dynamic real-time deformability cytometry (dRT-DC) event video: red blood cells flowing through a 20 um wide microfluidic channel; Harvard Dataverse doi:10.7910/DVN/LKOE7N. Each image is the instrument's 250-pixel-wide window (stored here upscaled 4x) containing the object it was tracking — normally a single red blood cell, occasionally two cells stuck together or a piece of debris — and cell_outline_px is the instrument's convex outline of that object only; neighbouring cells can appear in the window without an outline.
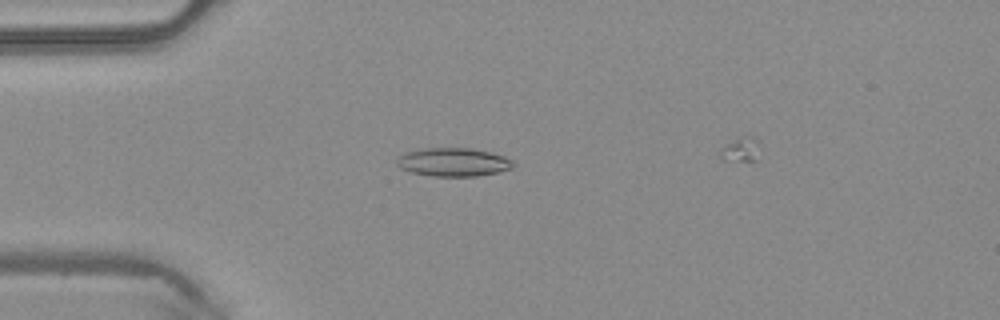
{"species": "common noctule bat (a hibernating species)", "species_latin": "Nyctalus noctula", "temperature_condition": "warm", "stored_images_in_passage": 32, "camera_frame_rate_fps": 3000, "um_per_image_px": 0.085, "animal": {"sex": "male", "body_mass_g": 20.4}, "frame": {"image": 1, "passage_image": 2, "time_ms": 0.333, "image_size_px": [1000, 320], "cell_outline_px": [[516, 164], [512, 168], [496, 172], [476, 176], [432, 176], [412, 172], [400, 168], [396, 164], [396, 160], [404, 152], [416, 148], [472, 148], [504, 156], [512, 160]], "centroid_in_image_um": [38.5, 13.77], "position_along_channel_um": 46.5, "area_um2": 19.36}}
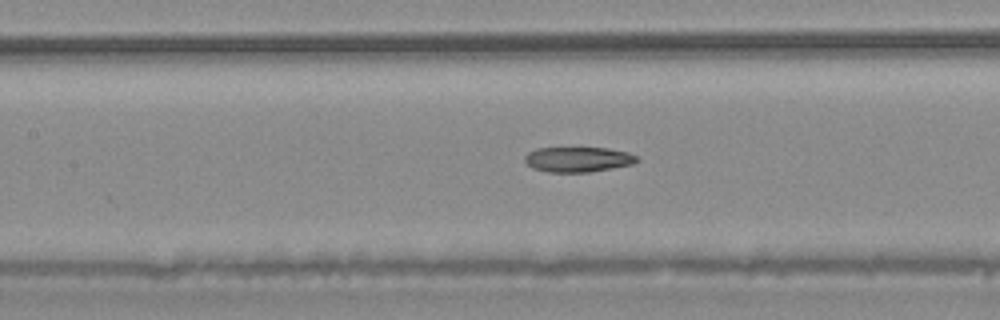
{"frame": {"image": 2, "passage_image": 11, "time_ms": 3.333, "image_size_px": [1000, 320], "cell_outline_px": [[640, 160], [632, 164], [612, 168], [588, 172], [548, 172], [532, 168], [524, 160], [524, 156], [528, 152], [536, 148], [608, 148], [628, 152], [636, 156]], "centroid_in_image_um": [49.12, 13.55], "position_along_channel_um": 158.3, "area_um2": 16.42}}
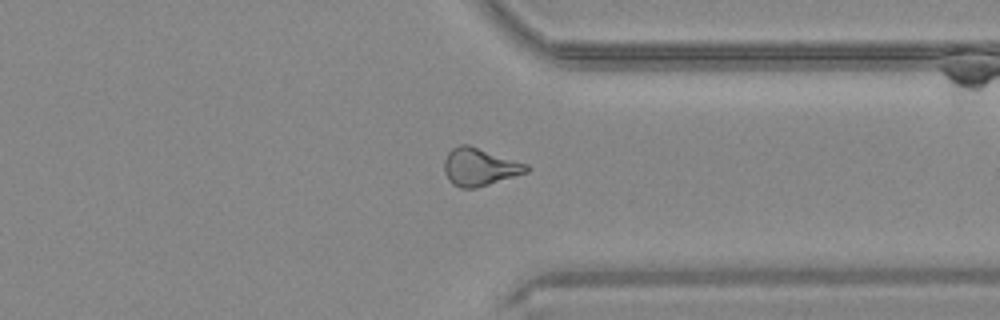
{"frame": {"image": 3, "passage_image": 26, "time_ms": 8.333, "image_size_px": [1000, 320], "cell_outline_px": [[532, 168], [528, 172], [476, 188], [460, 188], [452, 184], [448, 180], [444, 172], [444, 160], [448, 152], [452, 148], [460, 144], [468, 144], [528, 164]], "centroid_in_image_um": [40.76, 14.19], "position_along_channel_um": 370.6, "area_um2": 18.21}, "authors_computed_cell_mechanics": {"area_um2": 17.2822, "velocity_mm_per_s": 4.2679, "shape_relaxation_time_tau1_ms": null, "shape_relaxation_time_tau2_ms": 4.6835, "deformation_change_tau1": null, "deformation_change_tau2": 0.1454}}